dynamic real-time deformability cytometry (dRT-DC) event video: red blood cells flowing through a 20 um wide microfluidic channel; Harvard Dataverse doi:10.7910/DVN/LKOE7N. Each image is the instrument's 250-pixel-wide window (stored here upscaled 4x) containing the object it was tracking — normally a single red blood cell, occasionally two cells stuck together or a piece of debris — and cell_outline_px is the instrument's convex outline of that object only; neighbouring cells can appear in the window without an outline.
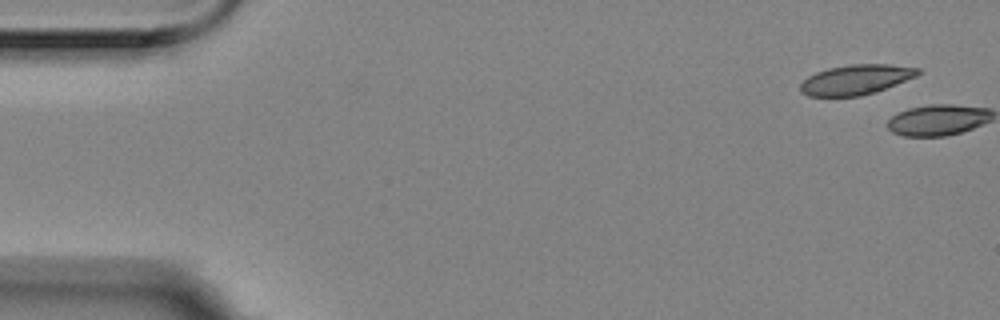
{"species": "Egyptian fruit bat (a non-hibernating species)", "species_latin": "Rousettus aegyptiacus", "temperature_condition": "room temperature", "stored_images_in_passage": 2, "camera_frame_rate_fps": 3000, "um_per_image_px": 0.085, "animal": {"sex": "female"}, "frame": {"image": 1, "passage_image": 1, "time_ms": 0.0, "image_size_px": [1000, 320], "cell_outline_px": [[920, 72], [916, 76], [876, 92], [860, 96], [808, 96], [800, 92], [800, 84], [808, 76], [816, 72], [828, 68], [852, 64], [888, 64], [920, 68]], "centroid_in_image_um": [72.74, 6.77], "position_along_channel_um": 12.3, "area_um2": 20.46}}